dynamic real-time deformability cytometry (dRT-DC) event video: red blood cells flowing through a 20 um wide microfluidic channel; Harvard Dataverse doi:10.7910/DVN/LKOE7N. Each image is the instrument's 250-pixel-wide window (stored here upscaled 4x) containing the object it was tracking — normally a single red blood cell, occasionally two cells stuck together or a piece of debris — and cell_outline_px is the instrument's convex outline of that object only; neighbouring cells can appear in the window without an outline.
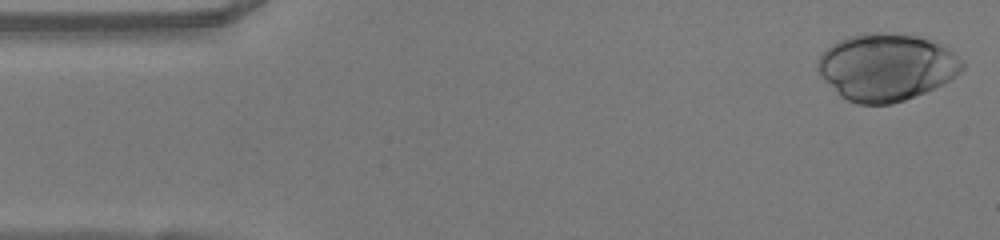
{"species": "human", "species_latin": "Homo sapiens", "temperature_condition": "warm", "stored_images_in_passage": 39, "camera_frame_rate_fps": 3000, "um_per_image_px": 0.085, "donor": {"sex": "female"}, "frame": {"image": 1, "passage_image": 1, "time_ms": 0.0, "image_size_px": [1000, 240], "cell_outline_px": [[964, 68], [960, 72], [948, 80], [924, 92], [904, 100], [892, 104], [860, 104], [848, 100], [840, 96], [816, 68], [816, 64], [820, 56], [832, 44], [848, 36], [864, 32], [888, 32], [916, 36], [928, 40], [944, 48], [960, 60], [964, 64]], "centroid_in_image_um": [75.29, 5.7], "position_along_channel_um": 9.7, "area_um2": 55.55}}
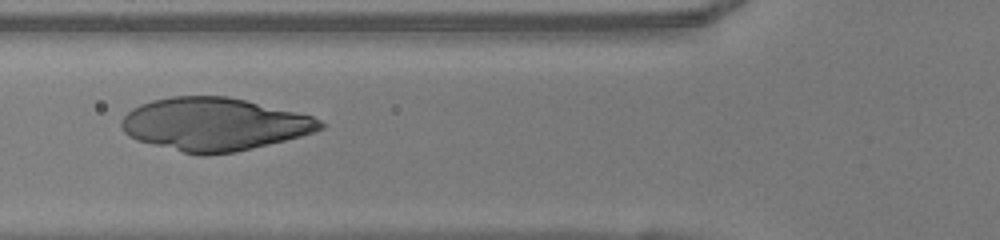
{"frame": {"image": 2, "passage_image": 17, "time_ms": 5.333, "image_size_px": [1000, 240], "cell_outline_px": [[324, 128], [300, 136], [236, 152], [208, 156], [196, 156], [136, 140], [124, 132], [120, 124], [124, 116], [132, 108], [140, 104], [152, 100], [172, 96], [228, 96], [312, 116], [320, 120], [324, 124]], "centroid_in_image_um": [18.16, 10.57], "position_along_channel_um": 107.6, "area_um2": 61.21}}
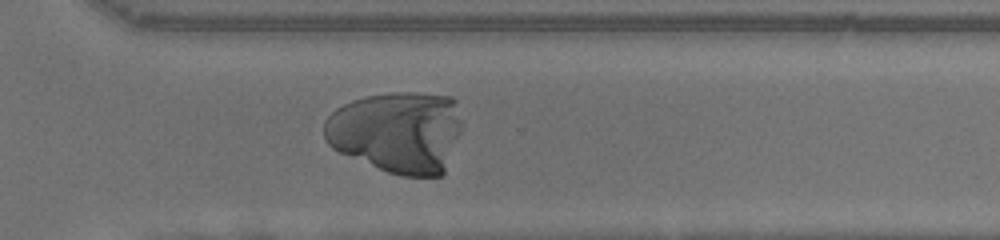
{"frame": {"image": 3, "passage_image": 34, "time_ms": 11.0, "image_size_px": [1000, 240], "cell_outline_px": [[464, 124], [444, 176], [400, 176], [388, 172], [340, 152], [332, 148], [324, 140], [324, 120], [336, 108], [352, 100], [364, 96], [392, 92], [416, 92], [452, 96], [456, 100]], "centroid_in_image_um": [33.81, 11.2], "position_along_channel_um": 336.8, "area_um2": 66.76}}